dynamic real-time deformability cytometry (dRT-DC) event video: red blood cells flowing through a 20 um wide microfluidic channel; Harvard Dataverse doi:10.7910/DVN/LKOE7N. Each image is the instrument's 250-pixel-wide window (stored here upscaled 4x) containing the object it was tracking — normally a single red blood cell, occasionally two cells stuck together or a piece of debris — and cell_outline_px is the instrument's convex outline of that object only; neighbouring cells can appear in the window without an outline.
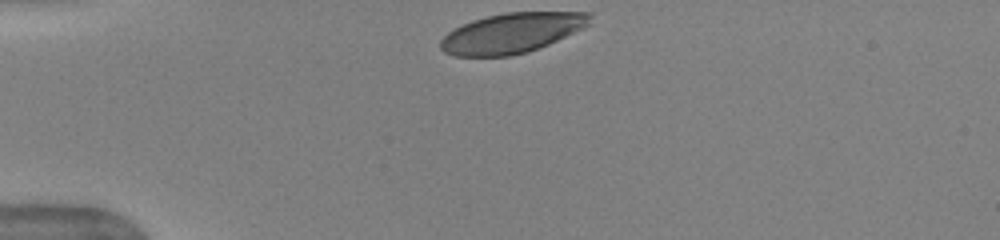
{"species": "human", "species_latin": "Homo sapiens", "temperature_condition": "warm", "stored_images_in_passage": 32, "camera_frame_rate_fps": 3000, "um_per_image_px": 0.085, "donor": {"sex": "female"}, "frame": {"image": 1, "passage_image": 1, "time_ms": 0.0, "image_size_px": [1000, 240], "cell_outline_px": [[592, 16], [588, 24], [548, 44], [528, 52], [508, 56], [456, 56], [444, 52], [440, 48], [440, 40], [448, 32], [472, 20], [504, 12], [592, 12]], "centroid_in_image_um": [43.46, 2.8], "position_along_channel_um": 41.5, "area_um2": 34.39}, "authors_computed_cell_mechanics": {"area_um2": 39.8242, "velocity_mm_per_s": 3.9334, "shape_relaxation_time_tau1_ms": 2.3436, "shape_relaxation_time_tau2_ms": null, "deformation_change_tau1": 0.1721, "deformation_change_tau2": null}}